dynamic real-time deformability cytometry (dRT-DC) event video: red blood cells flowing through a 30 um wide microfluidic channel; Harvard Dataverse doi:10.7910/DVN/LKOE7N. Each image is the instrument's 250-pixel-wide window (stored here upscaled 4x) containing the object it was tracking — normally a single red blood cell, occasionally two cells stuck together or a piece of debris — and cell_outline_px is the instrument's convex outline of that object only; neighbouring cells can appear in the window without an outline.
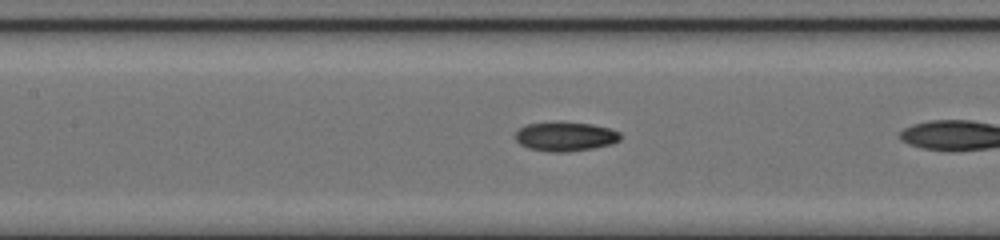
{"species": "common noctule bat (a hibernating species)", "species_latin": "Nyctalus noctula", "temperature_condition": "cold", "stored_images_in_passage": 8, "camera_frame_rate_fps": 3000, "um_per_image_px": 0.085, "animal": {"sex": "female", "body_mass_g": 17.0, "forearm_length_mm": 48.0}, "frame": {"image": 1, "passage_image": 7, "time_ms": 2.0, "image_size_px": [1000, 240], "cell_outline_px": [[620, 140], [612, 144], [592, 148], [568, 152], [548, 152], [528, 148], [520, 144], [516, 140], [516, 132], [520, 128], [528, 124], [552, 120], [560, 120], [592, 124], [608, 128], [620, 132]], "centroid_in_image_um": [48.04, 11.58], "position_along_channel_um": 159.4, "area_um2": 18.32}}